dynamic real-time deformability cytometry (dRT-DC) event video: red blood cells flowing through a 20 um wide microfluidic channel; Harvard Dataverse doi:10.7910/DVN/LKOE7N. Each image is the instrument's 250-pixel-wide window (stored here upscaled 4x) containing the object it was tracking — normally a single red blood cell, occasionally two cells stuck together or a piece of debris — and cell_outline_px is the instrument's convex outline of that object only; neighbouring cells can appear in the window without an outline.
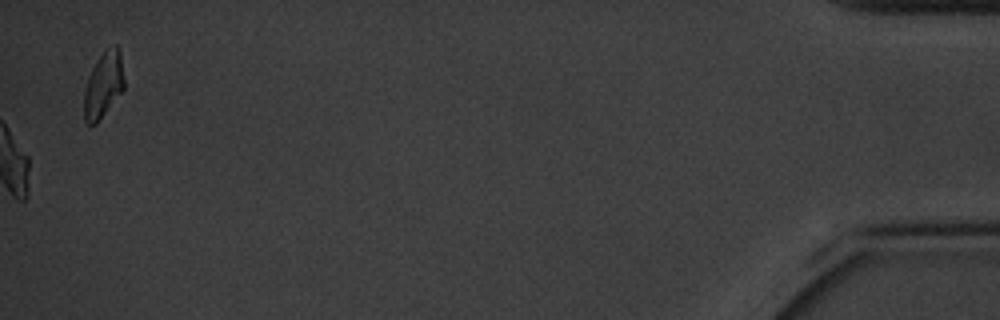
{"species": "common noctule bat (a hibernating species)", "species_latin": "Nyctalus noctula", "temperature_condition": "cold", "stored_images_in_passage": 62, "camera_frame_rate_fps": 3000, "um_per_image_px": 0.085, "animal": {"sex": "male", "body_mass_g": 20.1, "forearm_length_mm": 53.5}, "frame": {"image": 1, "passage_image": 62, "time_ms": 20.333, "image_size_px": [1000, 320], "cell_outline_px": [[124, 88], [96, 124], [88, 124], [84, 120], [84, 88], [88, 76], [96, 60], [104, 48], [116, 44], [120, 48], [124, 80]], "centroid_in_image_um": [8.78, 7.15], "position_along_channel_um": 426.4, "area_um2": 15.55}, "authors_computed_cell_mechanics": {"area_um2": 17.3978, "velocity_mm_per_s": 3.2474, "shape_relaxation_time_tau1_ms": 4.5924, "shape_relaxation_time_tau2_ms": null, "deformation_change_tau1": 0.124, "deformation_change_tau2": null}}